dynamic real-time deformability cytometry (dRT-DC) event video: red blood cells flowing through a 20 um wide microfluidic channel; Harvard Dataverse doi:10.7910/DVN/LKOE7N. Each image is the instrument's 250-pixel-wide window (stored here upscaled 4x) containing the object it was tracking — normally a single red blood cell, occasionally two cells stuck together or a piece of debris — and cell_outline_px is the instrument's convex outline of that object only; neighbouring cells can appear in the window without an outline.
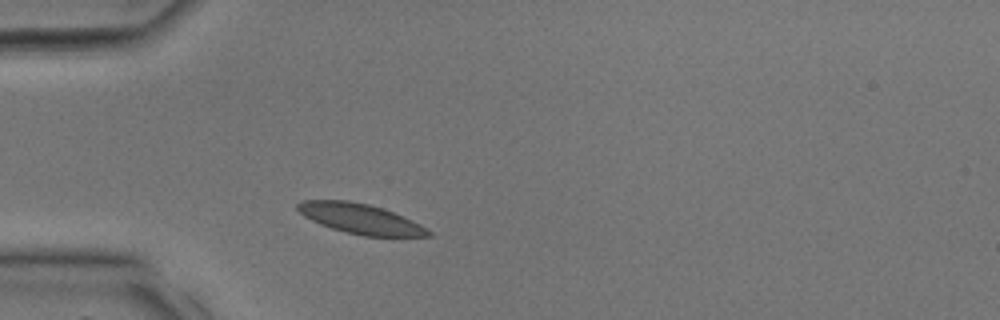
{"species": "common noctule bat (a hibernating species)", "species_latin": "Nyctalus noctula", "temperature_condition": "room temperature", "stored_images_in_passage": 27, "camera_frame_rate_fps": 3000, "um_per_image_px": 0.085, "animal": {"sex": "male", "body_mass_g": 17.9, "forearm_length_mm": 54.2}, "frame": {"image": 1, "passage_image": 3, "time_ms": 0.667, "image_size_px": [1000, 320], "cell_outline_px": [[432, 236], [364, 236], [332, 228], [320, 224], [304, 216], [296, 208], [296, 204], [304, 200], [348, 200], [368, 204], [384, 208], [412, 220], [420, 224], [432, 232]], "centroid_in_image_um": [30.64, 18.58], "position_along_channel_um": 54.4, "area_um2": 22.72}}
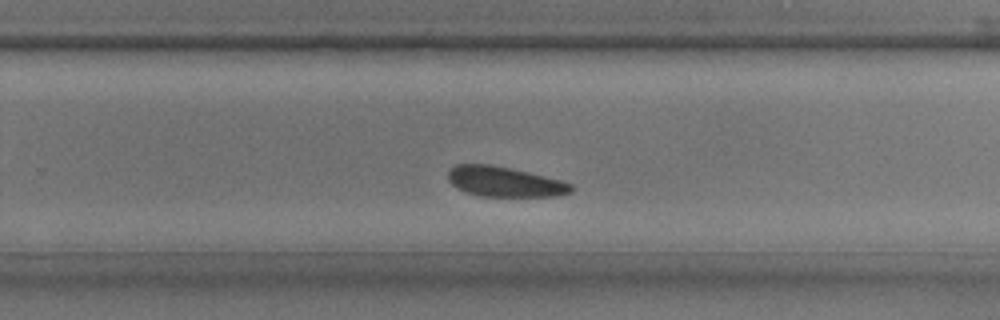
{"frame": {"image": 2, "passage_image": 15, "time_ms": 4.667, "image_size_px": [1000, 320], "cell_outline_px": [[572, 192], [556, 196], [480, 196], [456, 188], [448, 180], [448, 168], [456, 164], [492, 164], [512, 168], [560, 180], [572, 184]], "centroid_in_image_um": [42.85, 15.43], "position_along_channel_um": 286.9, "area_um2": 21.62}}
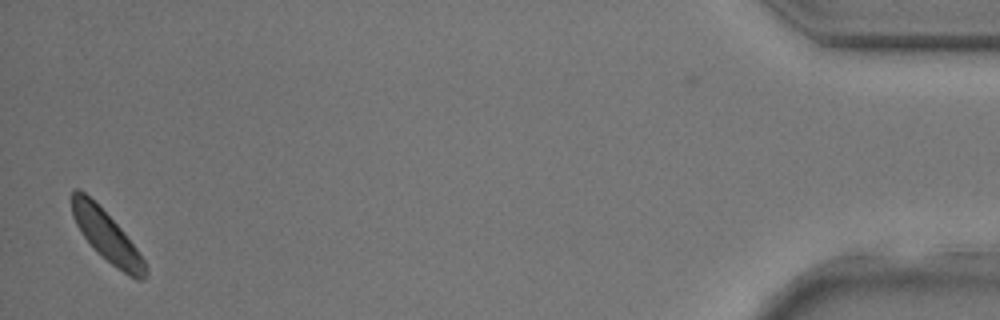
{"frame": {"image": 3, "passage_image": 26, "time_ms": 8.333, "image_size_px": [1000, 320], "cell_outline_px": [[148, 272], [144, 280], [136, 280], [128, 276], [116, 268], [84, 236], [76, 224], [72, 216], [68, 196], [76, 188], [80, 188], [124, 232], [136, 248], [144, 260], [148, 268]], "centroid_in_image_um": [9.06, 20.06], "position_along_channel_um": 426.1, "area_um2": 21.27}}